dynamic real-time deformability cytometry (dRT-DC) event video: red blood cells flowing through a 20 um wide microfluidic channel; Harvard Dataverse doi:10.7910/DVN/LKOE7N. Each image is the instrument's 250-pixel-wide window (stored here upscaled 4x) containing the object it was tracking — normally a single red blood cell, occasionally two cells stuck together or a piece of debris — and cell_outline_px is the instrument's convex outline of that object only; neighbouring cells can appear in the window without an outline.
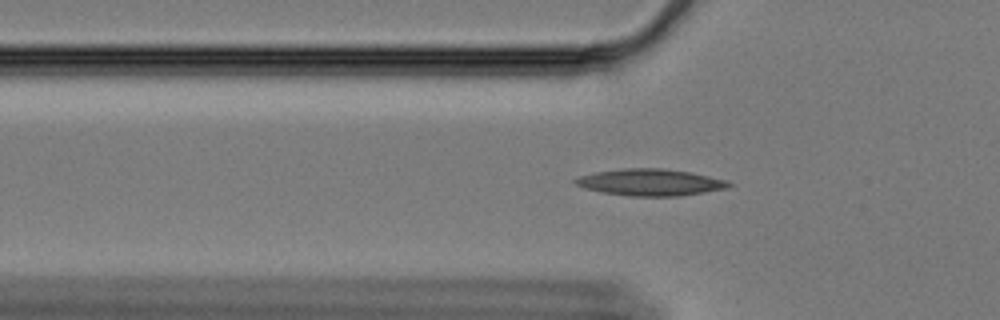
{"species": "Egyptian fruit bat (a non-hibernating species)", "species_latin": "Rousettus aegyptiacus", "temperature_condition": "cold", "stored_images_in_passage": 61, "camera_frame_rate_fps": 3000, "um_per_image_px": 0.085, "animal": {"sex": "female"}, "frame": {"image": 1, "passage_image": 20, "time_ms": 6.333, "image_size_px": [1000, 320], "cell_outline_px": [[732, 184], [728, 188], [680, 196], [628, 196], [600, 192], [584, 188], [576, 184], [572, 180], [580, 176], [596, 172], [624, 168], [660, 168], [692, 172], [724, 180]], "centroid_in_image_um": [55.25, 15.5], "position_along_channel_um": 70.6, "area_um2": 23.81}}
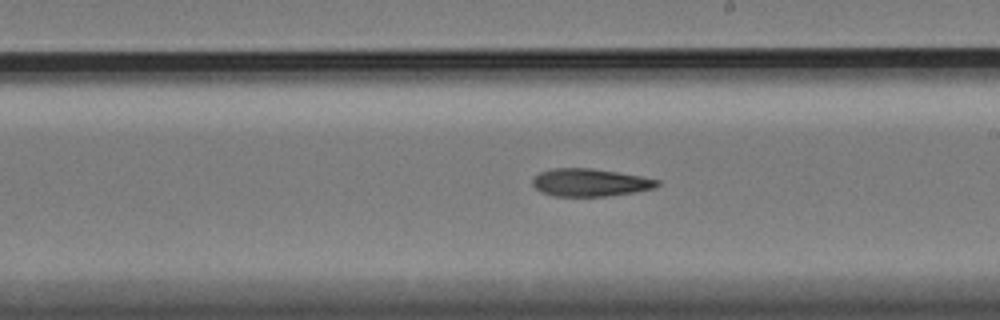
{"frame": {"image": 2, "passage_image": 35, "time_ms": 11.333, "image_size_px": [1000, 320], "cell_outline_px": [[660, 184], [656, 188], [608, 196], [552, 196], [540, 192], [532, 184], [532, 180], [540, 172], [552, 168], [592, 168], [640, 176], [660, 180]], "centroid_in_image_um": [50.14, 15.51], "position_along_channel_um": 238.9, "area_um2": 20.11}}
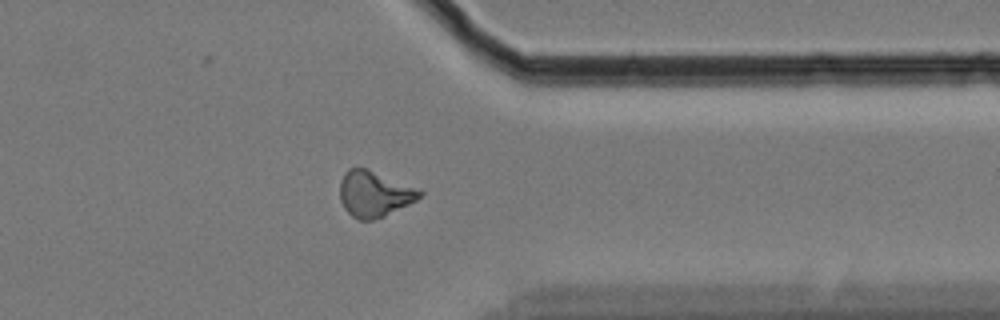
{"frame": {"image": 3, "passage_image": 48, "time_ms": 15.667, "image_size_px": [1000, 320], "cell_outline_px": [[424, 192], [416, 200], [384, 216], [372, 220], [360, 220], [352, 216], [344, 208], [340, 200], [340, 180], [344, 172], [348, 168], [368, 168]], "centroid_in_image_um": [31.76, 16.47], "position_along_channel_um": 379.6, "area_um2": 21.04}, "authors_computed_cell_mechanics": {"area_um2": 20.808, "velocity_mm_per_s": 3.3452, "shape_relaxation_time_tau1_ms": 10.2678, "shape_relaxation_time_tau2_ms": 8.3501, "deformation_change_tau1": 0.1994, "deformation_change_tau2": 0.1949}}